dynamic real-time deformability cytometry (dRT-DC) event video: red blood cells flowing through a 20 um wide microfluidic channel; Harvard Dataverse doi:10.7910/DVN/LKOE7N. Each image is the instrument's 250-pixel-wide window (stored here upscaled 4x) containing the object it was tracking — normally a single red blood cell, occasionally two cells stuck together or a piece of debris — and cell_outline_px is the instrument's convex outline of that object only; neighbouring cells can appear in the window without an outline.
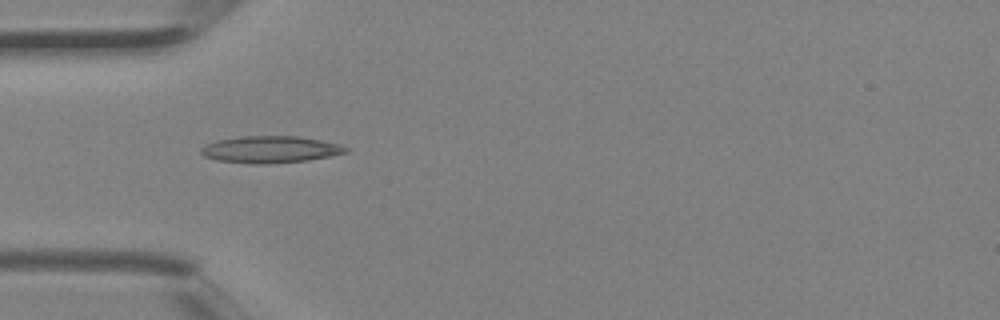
{"species": "Egyptian fruit bat (a non-hibernating species)", "species_latin": "Rousettus aegyptiacus", "temperature_condition": "room temperature", "stored_images_in_passage": 3, "camera_frame_rate_fps": 3000, "um_per_image_px": 0.085, "animal": {"sex": "female"}, "frame": {"image": 1, "passage_image": 2, "time_ms": 0.333, "image_size_px": [1000, 320], "cell_outline_px": [[348, 152], [308, 160], [264, 164], [252, 164], [216, 160], [204, 156], [200, 152], [200, 148], [204, 144], [216, 140], [240, 136], [300, 136], [340, 144], [348, 148]], "centroid_in_image_um": [22.93, 12.7], "position_along_channel_um": 62.1, "area_um2": 22.77}}
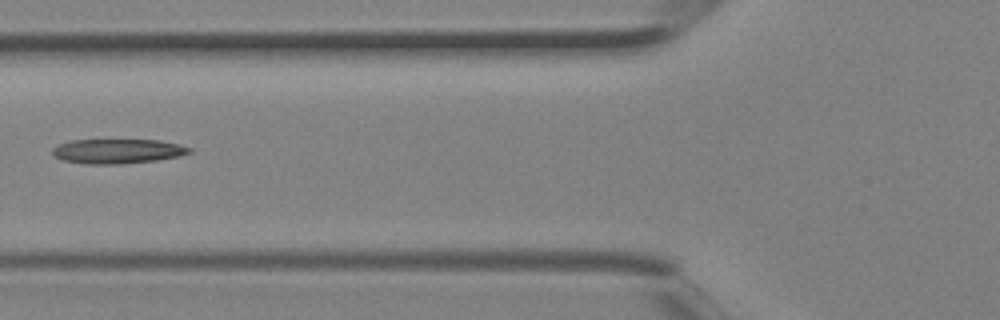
{"frame": {"image": 2, "passage_image": 3, "time_ms": 0.667, "image_size_px": [1000, 320], "cell_outline_px": [[192, 152], [180, 156], [156, 160], [124, 164], [84, 164], [64, 160], [56, 156], [52, 152], [52, 148], [56, 144], [72, 140], [160, 140], [192, 148]], "centroid_in_image_um": [9.99, 12.85], "position_along_channel_um": 115.8, "area_um2": 19.65}}